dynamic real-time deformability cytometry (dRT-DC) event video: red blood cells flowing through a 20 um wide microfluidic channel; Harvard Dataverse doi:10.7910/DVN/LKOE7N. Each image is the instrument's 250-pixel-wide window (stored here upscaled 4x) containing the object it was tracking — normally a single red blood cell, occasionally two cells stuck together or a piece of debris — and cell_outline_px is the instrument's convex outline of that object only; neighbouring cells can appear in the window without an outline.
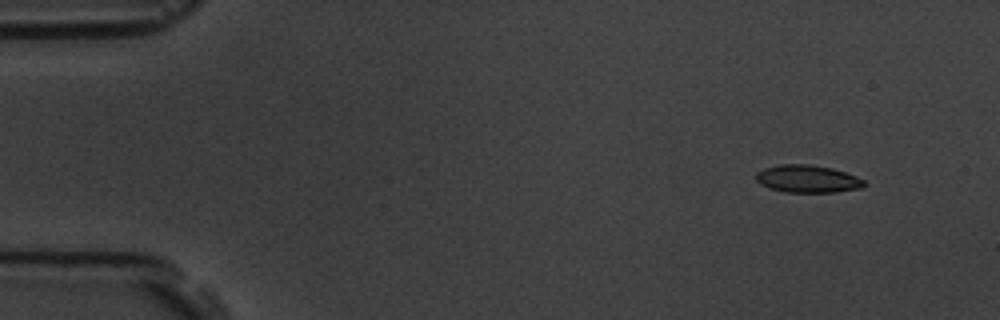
{"species": "common noctule bat (a hibernating species)", "species_latin": "Nyctalus noctula", "temperature_condition": "room temperature", "stored_images_in_passage": 4, "camera_frame_rate_fps": 3000, "um_per_image_px": 0.085, "animal": {"sex": "male", "body_mass_g": 19.5, "forearm_length_mm": 54.6}, "frame": {"image": 1, "passage_image": 1, "time_ms": 0.0, "image_size_px": [1000, 320], "cell_outline_px": [[864, 184], [860, 188], [836, 192], [784, 192], [768, 188], [760, 184], [756, 180], [756, 172], [764, 168], [780, 164], [808, 164], [832, 168], [856, 176], [864, 180]], "centroid_in_image_um": [68.59, 15.2], "position_along_channel_um": 16.4, "area_um2": 17.34}}
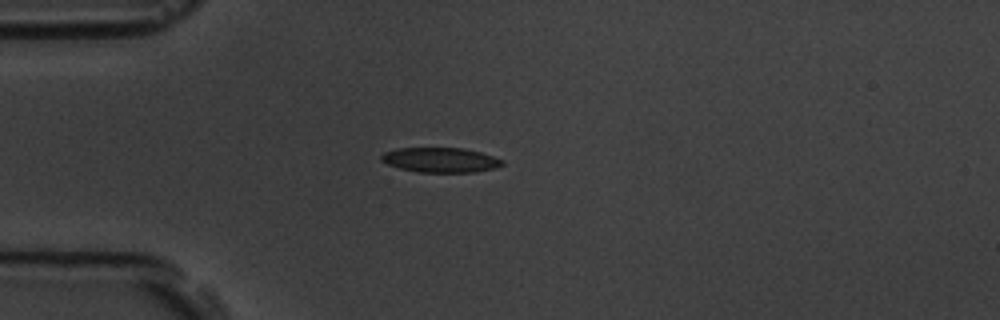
{"frame": {"image": 2, "passage_image": 4, "time_ms": 3.333, "image_size_px": [1000, 320], "cell_outline_px": [[504, 164], [496, 168], [476, 172], [420, 172], [400, 168], [388, 164], [380, 160], [380, 156], [384, 152], [396, 148], [464, 148], [480, 152], [504, 160]], "centroid_in_image_um": [37.45, 13.59], "position_along_channel_um": 47.5, "area_um2": 17.51}}